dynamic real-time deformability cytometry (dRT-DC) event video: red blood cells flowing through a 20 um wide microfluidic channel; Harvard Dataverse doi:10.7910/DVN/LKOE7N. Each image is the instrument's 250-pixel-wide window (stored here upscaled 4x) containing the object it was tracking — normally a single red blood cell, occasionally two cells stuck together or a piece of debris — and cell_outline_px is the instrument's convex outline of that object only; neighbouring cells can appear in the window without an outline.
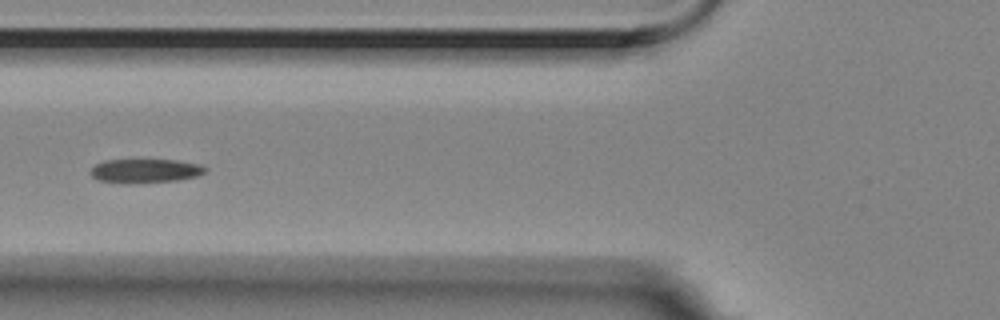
{"species": "Egyptian fruit bat (a non-hibernating species)", "species_latin": "Rousettus aegyptiacus", "temperature_condition": "room temperature", "stored_images_in_passage": 15, "camera_frame_rate_fps": 3000, "um_per_image_px": 0.085, "animal": {"sex": "female"}, "frame": {"image": 1, "passage_image": 5, "time_ms": 1.333, "image_size_px": [1000, 320], "cell_outline_px": [[208, 168], [204, 172], [196, 176], [176, 180], [96, 180], [88, 172], [96, 164], [104, 160], [176, 160], [204, 164]], "centroid_in_image_um": [12.41, 14.45], "position_along_channel_um": 113.4, "area_um2": 15.03}}
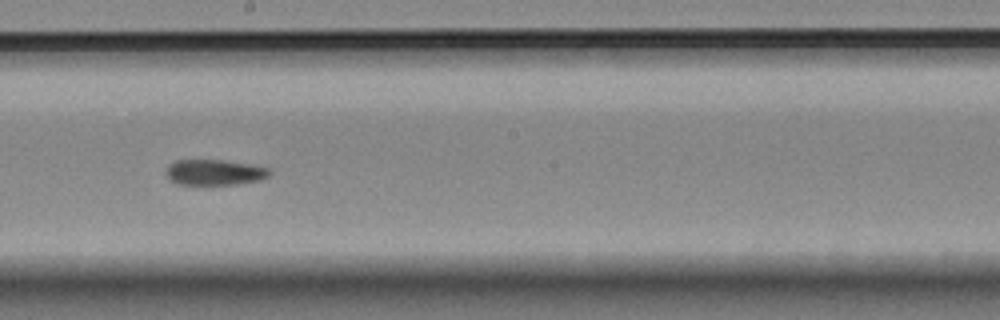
{"frame": {"image": 2, "passage_image": 8, "time_ms": 2.333, "image_size_px": [1000, 320], "cell_outline_px": [[272, 172], [268, 176], [260, 180], [236, 184], [180, 184], [172, 180], [164, 172], [168, 164], [176, 160], [224, 160], [248, 164], [268, 168]], "centroid_in_image_um": [18.22, 14.64], "position_along_channel_um": 230.0, "area_um2": 15.32}}
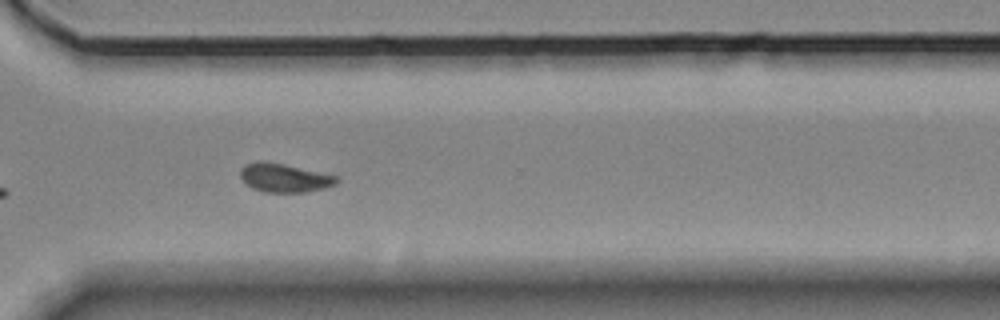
{"frame": {"image": 3, "passage_image": 11, "time_ms": 3.333, "image_size_px": [1000, 320], "cell_outline_px": [[340, 180], [336, 184], [324, 188], [304, 192], [264, 192], [252, 188], [244, 184], [240, 176], [240, 168], [244, 164], [256, 160], [260, 160], [284, 164], [340, 176]], "centroid_in_image_um": [24.15, 15.1], "position_along_channel_um": 346.5, "area_um2": 16.42}}